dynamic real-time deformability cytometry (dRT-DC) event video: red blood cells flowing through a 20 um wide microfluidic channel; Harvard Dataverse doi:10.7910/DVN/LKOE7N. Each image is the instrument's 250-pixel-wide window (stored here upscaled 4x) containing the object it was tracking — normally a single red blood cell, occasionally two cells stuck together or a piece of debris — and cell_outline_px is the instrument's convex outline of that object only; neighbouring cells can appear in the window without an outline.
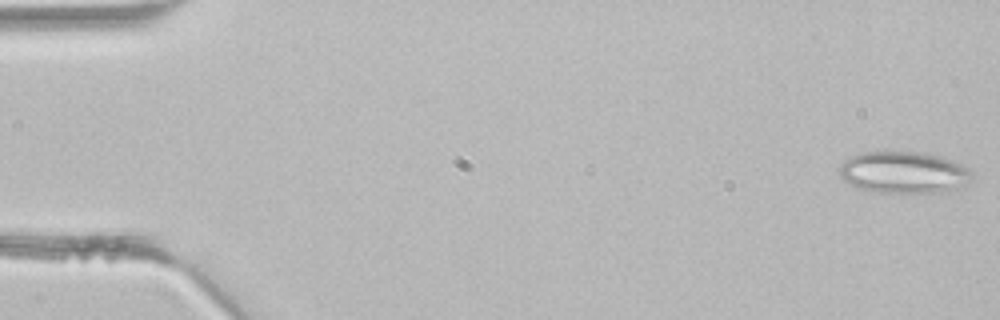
{"species": "common noctule bat (a hibernating species)", "species_latin": "Nyctalus noctula", "temperature_condition": "room temperature", "stored_images_in_passage": 41, "camera_frame_rate_fps": 3000, "um_per_image_px": 0.085, "animal": {"sex": "male", "body_mass_g": 21.5, "forearm_length_mm": 52.0}, "frame": {"image": 1, "passage_image": 1, "time_ms": 0.0, "image_size_px": [1000, 320], "cell_outline_px": [[976, 176], [964, 188], [956, 192], [872, 192], [860, 188], [844, 180], [840, 176], [836, 168], [844, 160], [852, 156], [864, 152], [924, 152], [940, 156], [952, 160], [968, 168]], "centroid_in_image_um": [76.89, 14.67], "position_along_channel_um": 8.1, "area_um2": 32.89}}
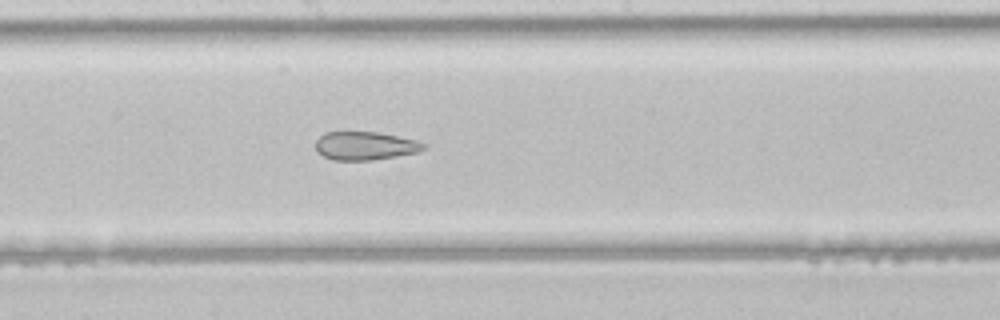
{"frame": {"image": 2, "passage_image": 23, "time_ms": 7.333, "image_size_px": [1000, 320], "cell_outline_px": [[428, 144], [424, 148], [416, 152], [372, 160], [332, 160], [316, 152], [316, 140], [324, 132], [376, 132], [416, 140]], "centroid_in_image_um": [30.99, 12.39], "position_along_channel_um": 217.2, "area_um2": 17.69}}
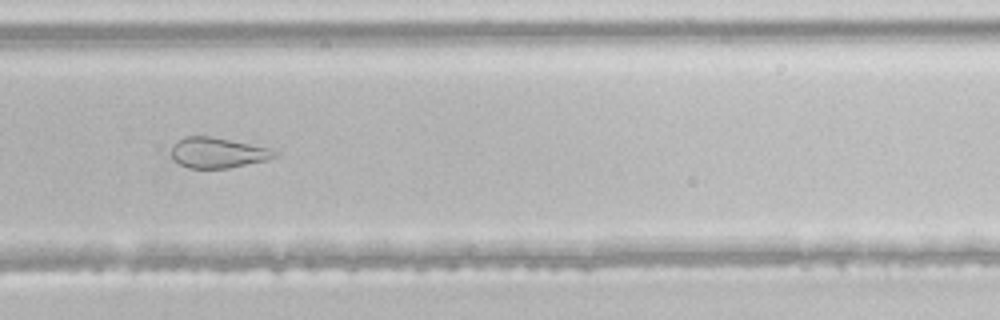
{"frame": {"image": 3, "passage_image": 29, "time_ms": 9.333, "image_size_px": [1000, 320], "cell_outline_px": [[280, 152], [276, 156], [268, 160], [228, 168], [188, 168], [172, 160], [172, 148], [184, 136], [208, 136], [268, 148]], "centroid_in_image_um": [18.51, 13.0], "position_along_channel_um": 311.3, "area_um2": 18.03}}